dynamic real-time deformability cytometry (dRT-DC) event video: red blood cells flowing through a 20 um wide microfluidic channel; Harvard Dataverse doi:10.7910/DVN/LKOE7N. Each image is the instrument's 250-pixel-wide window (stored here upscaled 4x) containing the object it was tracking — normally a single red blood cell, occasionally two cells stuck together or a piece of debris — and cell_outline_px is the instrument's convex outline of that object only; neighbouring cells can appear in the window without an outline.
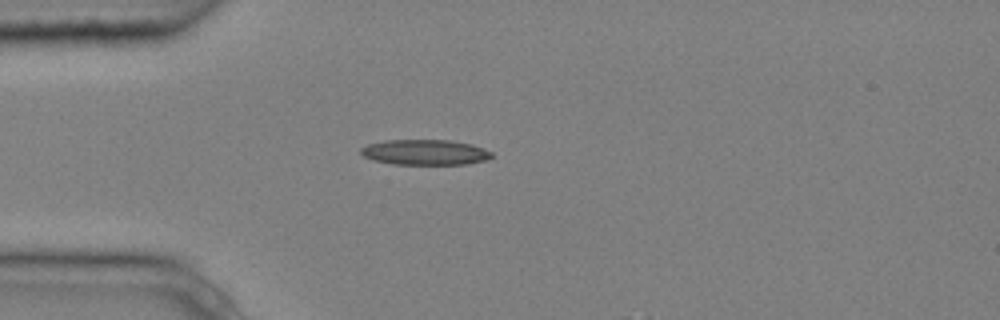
{"species": "common noctule bat (a hibernating species)", "species_latin": "Nyctalus noctula", "temperature_condition": "cold", "stored_images_in_passage": 2, "camera_frame_rate_fps": 3000, "um_per_image_px": 0.085, "animal": {"sex": "male", "body_mass_g": 20.4}, "frame": {"image": 1, "passage_image": 1, "time_ms": 0.0, "image_size_px": [1000, 320], "cell_outline_px": [[492, 156], [488, 160], [468, 164], [392, 164], [372, 160], [364, 156], [360, 152], [360, 148], [368, 144], [384, 140], [448, 140], [472, 144], [484, 148], [492, 152]], "centroid_in_image_um": [36.13, 12.94], "position_along_channel_um": 48.9, "area_um2": 19.48}}